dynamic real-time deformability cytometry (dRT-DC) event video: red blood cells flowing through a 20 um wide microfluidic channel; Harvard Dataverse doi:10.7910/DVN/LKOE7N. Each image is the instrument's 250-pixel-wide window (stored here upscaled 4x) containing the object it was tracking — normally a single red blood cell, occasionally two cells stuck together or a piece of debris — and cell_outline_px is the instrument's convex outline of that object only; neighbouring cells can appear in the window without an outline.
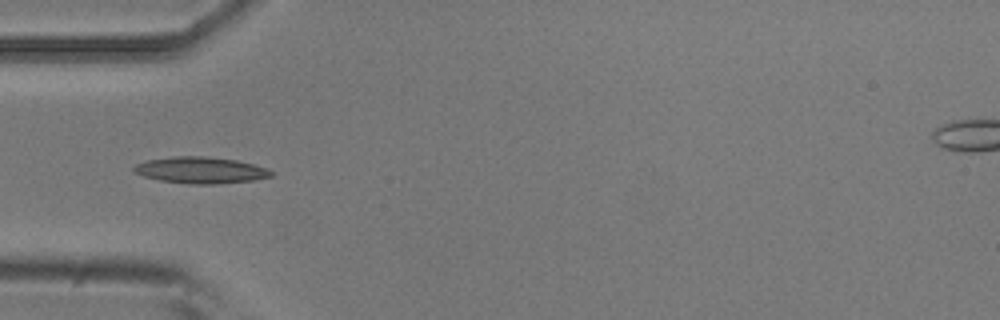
{"species": "common noctule bat (a hibernating species)", "species_latin": "Nyctalus noctula", "temperature_condition": "room temperature", "stored_images_in_passage": 4, "camera_frame_rate_fps": 3000, "um_per_image_px": 0.085, "animal": {"sex": "male", "body_mass_g": 20.5, "forearm_length_mm": 52.5}, "frame": {"image": 1, "passage_image": 4, "time_ms": 1.0, "image_size_px": [1000, 320], "cell_outline_px": [[272, 176], [252, 180], [216, 184], [192, 184], [160, 180], [144, 176], [132, 172], [132, 168], [136, 164], [148, 160], [172, 156], [204, 156], [236, 160], [268, 168], [272, 172]], "centroid_in_image_um": [17.03, 14.46], "position_along_channel_um": 68.0, "area_um2": 21.04}}